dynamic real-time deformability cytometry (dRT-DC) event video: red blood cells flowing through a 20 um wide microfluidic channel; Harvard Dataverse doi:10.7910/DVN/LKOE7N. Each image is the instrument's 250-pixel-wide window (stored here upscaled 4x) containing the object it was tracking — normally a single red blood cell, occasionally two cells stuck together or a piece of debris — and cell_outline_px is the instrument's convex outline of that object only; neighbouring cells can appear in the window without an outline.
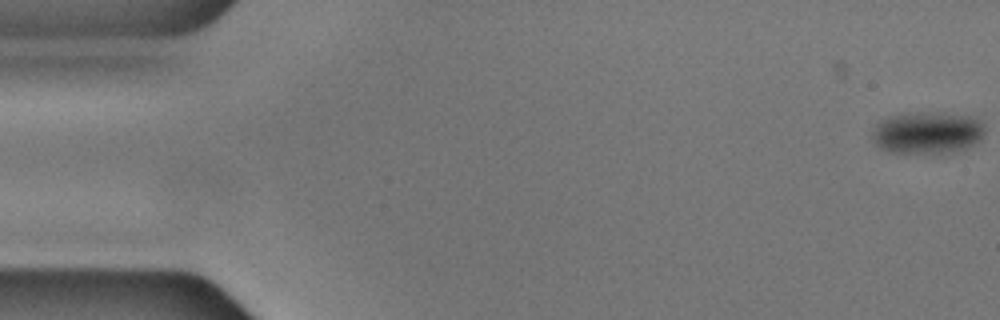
{"species": "common noctule bat (a hibernating species)", "species_latin": "Nyctalus noctula", "temperature_condition": "cold", "stored_images_in_passage": 28, "camera_frame_rate_fps": 3000, "um_per_image_px": 0.085, "animal": {"sex": "male", "body_mass_g": 17.9, "forearm_length_mm": 54.2}, "frame": {"image": 1, "passage_image": 1, "time_ms": 0.0, "image_size_px": [1000, 320], "cell_outline_px": [[984, 136], [976, 144], [964, 148], [948, 152], [896, 152], [880, 148], [872, 140], [872, 132], [876, 124], [880, 120], [892, 116], [916, 112], [972, 116], [980, 120], [984, 124]], "centroid_in_image_um": [78.84, 11.27], "position_along_channel_um": 6.2, "area_um2": 27.17}}
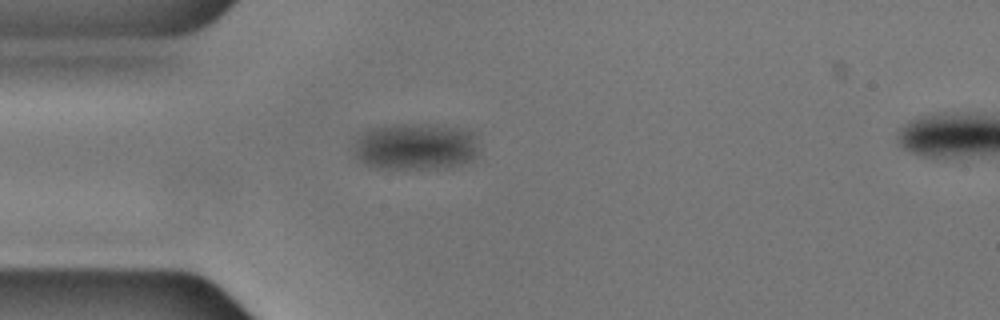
{"frame": {"image": 2, "passage_image": 15, "time_ms": 4.667, "image_size_px": [1000, 320], "cell_outline_px": [[480, 156], [460, 164], [448, 168], [372, 168], [364, 164], [356, 156], [356, 140], [364, 132], [372, 128], [396, 124], [404, 124], [464, 128], [476, 132], [480, 136]], "centroid_in_image_um": [35.45, 12.47], "position_along_channel_um": 49.5, "area_um2": 34.45}}
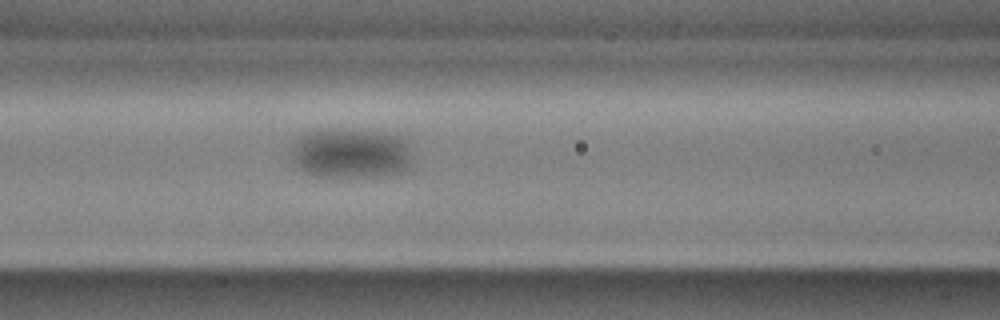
{"frame": {"image": 3, "passage_image": 23, "time_ms": 7.333, "image_size_px": [1000, 320], "cell_outline_px": [[408, 168], [404, 172], [380, 176], [320, 176], [308, 172], [300, 168], [296, 164], [292, 156], [292, 148], [296, 140], [300, 136], [308, 132], [328, 128], [360, 128], [400, 136], [404, 140], [408, 156]], "centroid_in_image_um": [29.79, 12.99], "position_along_channel_um": 136.8, "area_um2": 35.03}}